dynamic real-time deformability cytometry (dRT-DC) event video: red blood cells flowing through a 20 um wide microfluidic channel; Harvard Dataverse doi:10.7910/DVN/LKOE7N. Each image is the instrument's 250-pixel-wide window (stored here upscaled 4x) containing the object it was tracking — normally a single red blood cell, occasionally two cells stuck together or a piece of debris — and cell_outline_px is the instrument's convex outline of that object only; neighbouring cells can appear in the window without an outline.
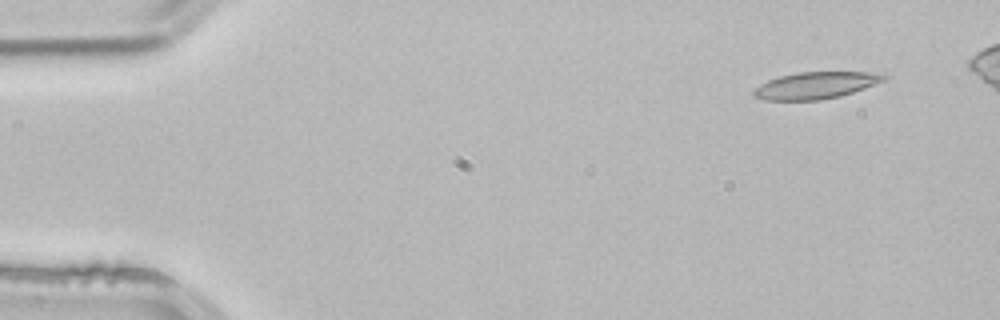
{"species": "common noctule bat (a hibernating species)", "species_latin": "Nyctalus noctula", "temperature_condition": "room temperature", "stored_images_in_passage": 5, "camera_frame_rate_fps": 3000, "um_per_image_px": 0.085, "animal": {"sex": "male", "body_mass_g": 21.5, "forearm_length_mm": 52.0}, "frame": {"image": 1, "passage_image": 5, "time_ms": 1.333, "image_size_px": [1000, 320], "cell_outline_px": [[888, 76], [884, 80], [864, 88], [840, 96], [820, 100], [764, 100], [752, 96], [752, 92], [760, 84], [768, 80], [780, 76], [800, 72], [884, 72]], "centroid_in_image_um": [69.34, 7.25], "position_along_channel_um": 15.7, "area_um2": 20.35}}